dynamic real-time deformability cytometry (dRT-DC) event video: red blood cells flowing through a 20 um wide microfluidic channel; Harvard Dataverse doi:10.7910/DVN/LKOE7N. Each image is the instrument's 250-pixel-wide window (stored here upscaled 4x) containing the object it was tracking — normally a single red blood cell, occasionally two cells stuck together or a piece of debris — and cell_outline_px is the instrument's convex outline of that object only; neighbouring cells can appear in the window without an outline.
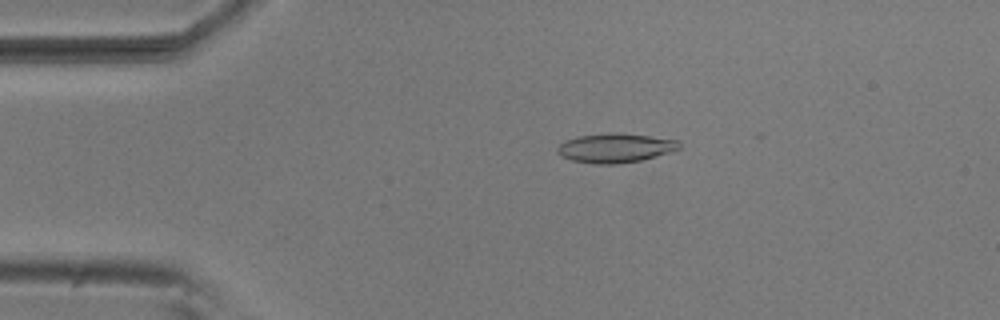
{"species": "common noctule bat (a hibernating species)", "species_latin": "Nyctalus noctula", "temperature_condition": "room temperature", "stored_images_in_passage": 4, "camera_frame_rate_fps": 3000, "um_per_image_px": 0.085, "animal": {"sex": "male", "body_mass_g": 20.5, "forearm_length_mm": 52.5}, "frame": {"image": 1, "passage_image": 3, "time_ms": 0.667, "image_size_px": [1000, 320], "cell_outline_px": [[680, 148], [672, 152], [640, 160], [616, 164], [596, 164], [572, 160], [560, 156], [556, 152], [556, 148], [560, 144], [568, 140], [580, 136], [612, 132], [616, 132], [680, 140]], "centroid_in_image_um": [52.31, 12.58], "position_along_channel_um": 32.7, "area_um2": 20.69}}